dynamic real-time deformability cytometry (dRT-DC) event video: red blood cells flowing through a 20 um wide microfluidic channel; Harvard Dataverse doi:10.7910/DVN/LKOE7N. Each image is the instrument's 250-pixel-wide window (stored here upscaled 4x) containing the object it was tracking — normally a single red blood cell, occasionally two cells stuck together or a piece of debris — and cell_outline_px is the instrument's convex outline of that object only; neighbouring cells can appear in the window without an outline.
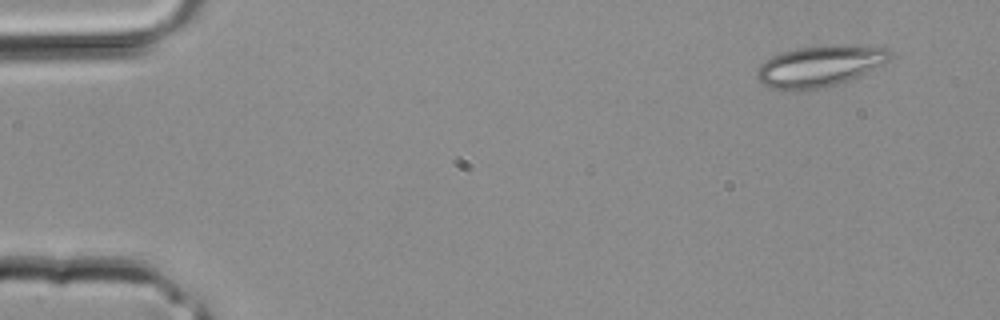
{"species": "common noctule bat (a hibernating species)", "species_latin": "Nyctalus noctula", "temperature_condition": "room temperature", "stored_images_in_passage": 2, "camera_frame_rate_fps": 3000, "um_per_image_px": 0.085, "animal": {"sex": "male", "body_mass_g": 20.4}, "frame": {"image": 1, "passage_image": 1, "time_ms": 0.0, "image_size_px": [1000, 320], "cell_outline_px": [[892, 52], [888, 60], [848, 80], [836, 84], [820, 88], [768, 88], [756, 76], [756, 72], [760, 64], [772, 56], [796, 48], [840, 44], [888, 48]], "centroid_in_image_um": [69.66, 5.58], "position_along_channel_um": 15.3, "area_um2": 30.87}}
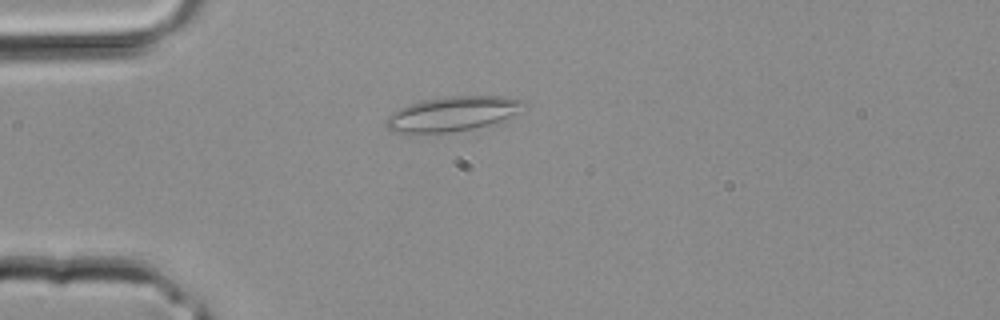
{"frame": {"image": 2, "passage_image": 2, "time_ms": 0.333, "image_size_px": [1000, 320], "cell_outline_px": [[532, 104], [528, 108], [488, 124], [472, 128], [448, 132], [392, 132], [384, 124], [384, 120], [392, 112], [400, 108], [412, 104], [428, 100], [452, 96], [504, 96], [524, 100]], "centroid_in_image_um": [38.52, 9.65], "position_along_channel_um": 46.5, "area_um2": 27.34}}